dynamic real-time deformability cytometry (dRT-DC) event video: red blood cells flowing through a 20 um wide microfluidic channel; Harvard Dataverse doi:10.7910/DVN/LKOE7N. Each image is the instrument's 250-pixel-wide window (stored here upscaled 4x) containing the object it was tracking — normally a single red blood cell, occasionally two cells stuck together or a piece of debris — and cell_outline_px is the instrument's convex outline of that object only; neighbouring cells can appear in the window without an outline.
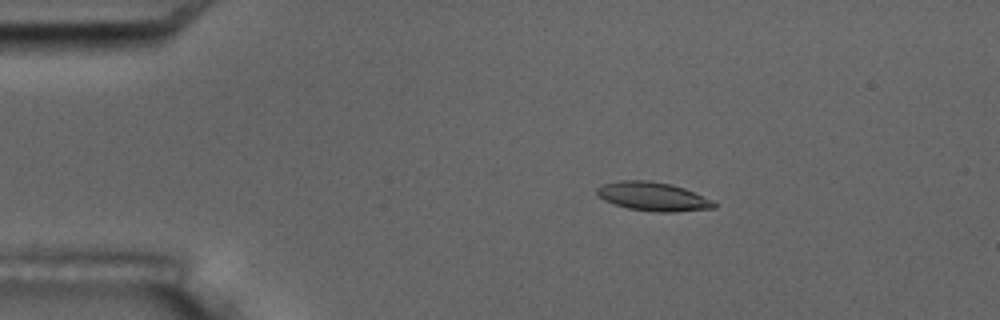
{"species": "common noctule bat (a hibernating species)", "species_latin": "Nyctalus noctula", "temperature_condition": "room temperature", "stored_images_in_passage": 5, "camera_frame_rate_fps": 3000, "um_per_image_px": 0.085, "animal": {"sex": "male", "body_mass_g": 17.5, "forearm_length_mm": 52.3}, "frame": {"image": 1, "passage_image": 2, "time_ms": 1.333, "image_size_px": [1000, 320], "cell_outline_px": [[716, 208], [672, 212], [656, 212], [628, 208], [604, 200], [596, 196], [596, 188], [604, 184], [620, 180], [648, 180], [672, 184], [684, 188], [712, 200], [716, 204]], "centroid_in_image_um": [55.49, 16.7], "position_along_channel_um": 29.5, "area_um2": 19.59}}
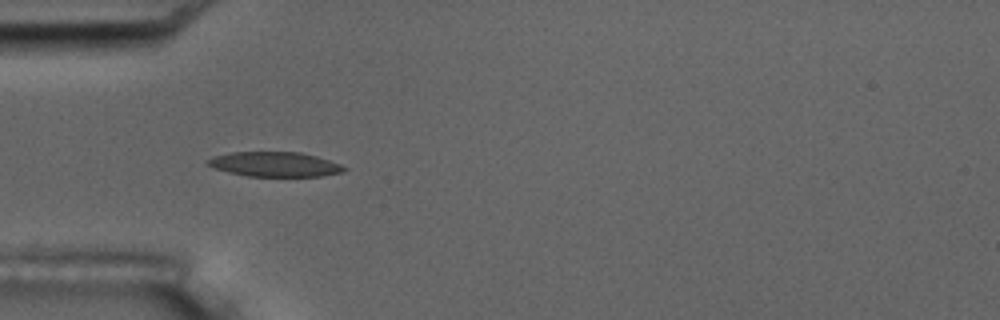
{"frame": {"image": 2, "passage_image": 4, "time_ms": 3.667, "image_size_px": [1000, 320], "cell_outline_px": [[348, 168], [344, 172], [324, 176], [248, 176], [228, 172], [212, 168], [204, 164], [204, 160], [212, 156], [232, 152], [300, 152], [316, 156], [340, 164]], "centroid_in_image_um": [23.3, 13.96], "position_along_channel_um": 61.7, "area_um2": 19.88}}